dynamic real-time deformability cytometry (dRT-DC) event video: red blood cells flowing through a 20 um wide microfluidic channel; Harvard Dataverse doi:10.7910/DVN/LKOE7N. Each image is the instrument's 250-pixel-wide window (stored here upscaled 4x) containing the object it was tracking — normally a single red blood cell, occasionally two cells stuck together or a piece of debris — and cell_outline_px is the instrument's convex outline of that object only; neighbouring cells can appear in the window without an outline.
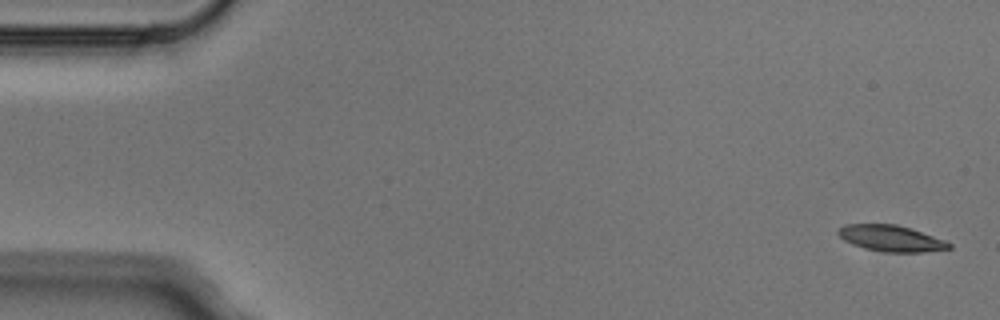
{"species": "Egyptian fruit bat (a non-hibernating species)", "species_latin": "Rousettus aegyptiacus", "temperature_condition": "cold", "stored_images_in_passage": 8, "camera_frame_rate_fps": 3000, "um_per_image_px": 0.085, "animal": {"sex": "male"}, "frame": {"image": 1, "passage_image": 1, "time_ms": 0.0, "image_size_px": [1000, 320], "cell_outline_px": [[952, 248], [924, 252], [884, 252], [864, 248], [852, 244], [844, 240], [836, 232], [844, 224], [896, 224], [944, 240], [952, 244]], "centroid_in_image_um": [75.71, 20.26], "position_along_channel_um": 9.3, "area_um2": 16.7}}
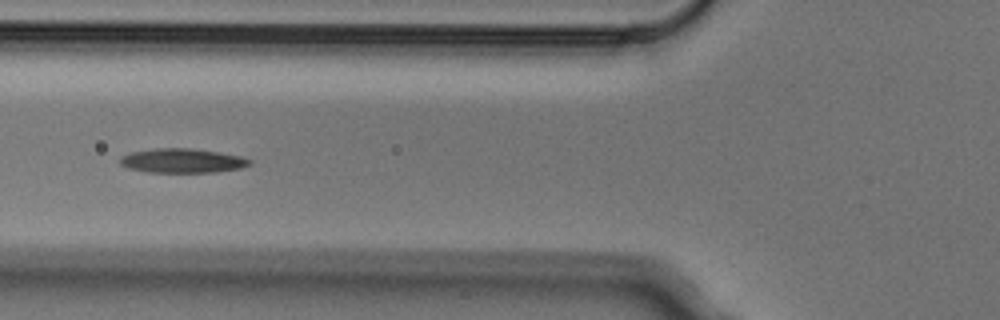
{"frame": {"image": 2, "passage_image": 5, "time_ms": 1.333, "image_size_px": [1000, 320], "cell_outline_px": [[252, 164], [240, 168], [216, 172], [148, 172], [128, 168], [120, 164], [120, 156], [128, 152], [152, 148], [192, 148], [240, 156], [252, 160]], "centroid_in_image_um": [15.45, 13.65], "position_along_channel_um": 110.3, "area_um2": 18.44}}
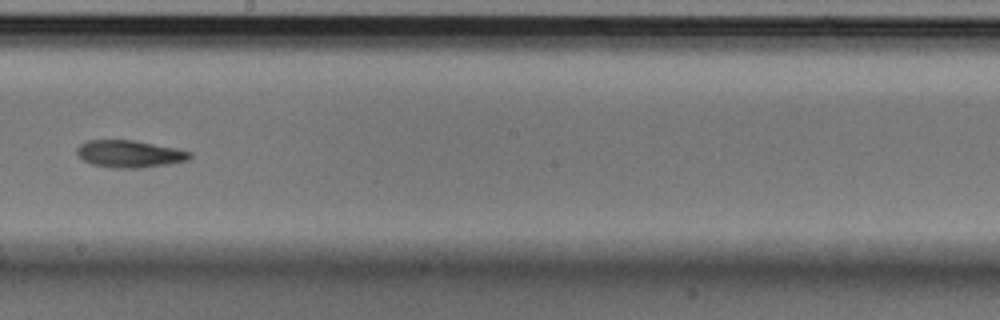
{"frame": {"image": 3, "passage_image": 8, "time_ms": 2.333, "image_size_px": [1000, 320], "cell_outline_px": [[192, 156], [188, 160], [168, 164], [140, 168], [112, 168], [92, 164], [84, 160], [76, 152], [76, 148], [80, 144], [88, 140], [132, 140], [176, 148], [192, 152]], "centroid_in_image_um": [11.02, 13.08], "position_along_channel_um": 237.2, "area_um2": 17.86}}